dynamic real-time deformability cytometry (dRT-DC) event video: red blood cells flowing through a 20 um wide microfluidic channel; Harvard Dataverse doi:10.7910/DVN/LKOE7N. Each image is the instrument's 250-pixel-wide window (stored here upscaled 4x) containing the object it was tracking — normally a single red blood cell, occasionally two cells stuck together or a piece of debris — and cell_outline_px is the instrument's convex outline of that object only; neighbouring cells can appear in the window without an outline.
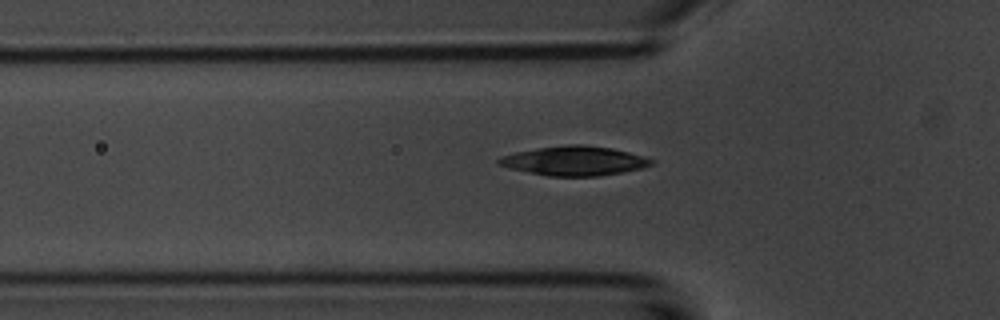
{"species": "common noctule bat (a hibernating species)", "species_latin": "Nyctalus noctula", "temperature_condition": "room temperature", "stored_images_in_passage": 38, "camera_frame_rate_fps": 3000, "um_per_image_px": 0.085, "animal": {"sex": "male", "body_mass_g": 20.1, "forearm_length_mm": 53.5}, "frame": {"image": 1, "passage_image": 4, "time_ms": 1.0, "image_size_px": [1000, 320], "cell_outline_px": [[652, 164], [644, 168], [596, 176], [548, 176], [508, 168], [496, 164], [496, 160], [500, 156], [516, 152], [540, 148], [568, 144], [580, 144], [612, 148], [628, 152], [652, 160]], "centroid_in_image_um": [48.75, 13.67], "position_along_channel_um": 77.1, "area_um2": 25.84}}
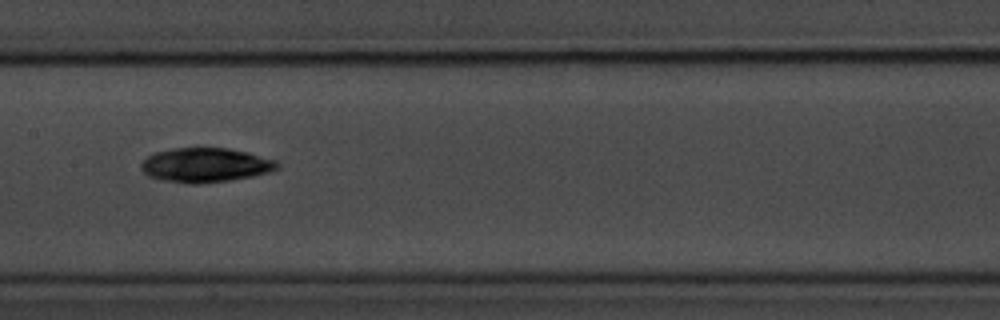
{"frame": {"image": 2, "passage_image": 13, "time_ms": 4.0, "image_size_px": [1000, 320], "cell_outline_px": [[280, 168], [272, 172], [252, 176], [228, 180], [196, 184], [192, 184], [160, 180], [148, 176], [140, 168], [140, 164], [148, 156], [156, 152], [172, 148], [228, 148], [248, 152], [276, 160], [280, 164]], "centroid_in_image_um": [17.48, 14.03], "position_along_channel_um": 189.9, "area_um2": 27.4}}
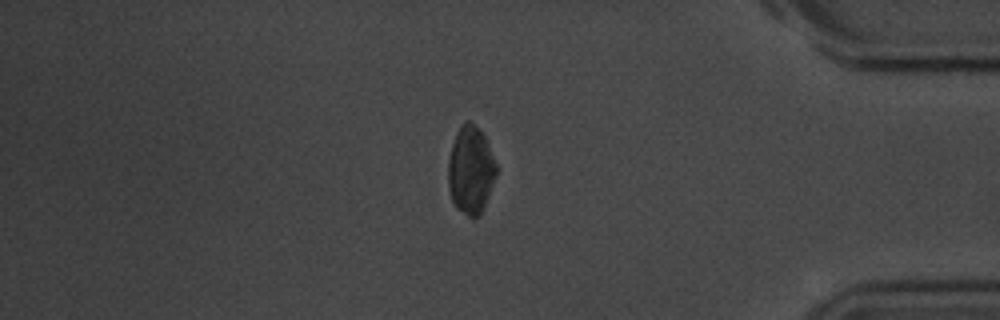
{"frame": {"image": 3, "passage_image": 32, "time_ms": 10.333, "image_size_px": [1000, 320], "cell_outline_px": [[496, 176], [484, 208], [480, 216], [472, 220], [456, 208], [452, 200], [448, 188], [448, 160], [452, 144], [456, 132], [460, 124], [464, 120], [468, 120], [484, 136], [496, 164]], "centroid_in_image_um": [39.99, 14.51], "position_along_channel_um": 395.2, "area_um2": 24.74}}